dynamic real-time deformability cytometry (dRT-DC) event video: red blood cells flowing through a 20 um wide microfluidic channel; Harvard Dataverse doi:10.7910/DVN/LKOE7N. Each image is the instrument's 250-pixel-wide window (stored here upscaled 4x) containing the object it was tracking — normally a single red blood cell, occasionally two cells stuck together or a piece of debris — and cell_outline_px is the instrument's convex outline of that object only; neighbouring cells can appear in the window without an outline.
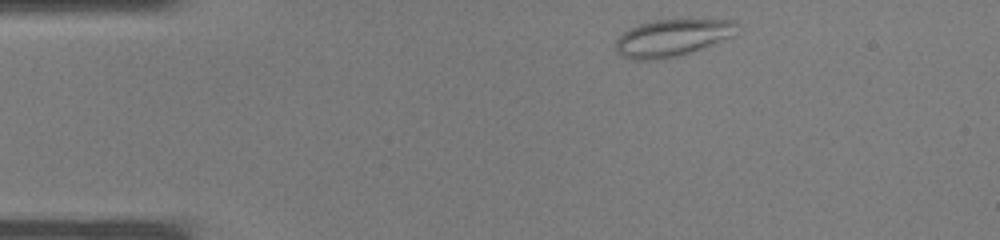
{"species": "common noctule bat (a hibernating species)", "species_latin": "Nyctalus noctula", "temperature_condition": "warm", "stored_images_in_passage": 32, "camera_frame_rate_fps": 3000, "um_per_image_px": 0.085, "animal": {"sex": "male", "body_mass_g": 19.0, "forearm_length_mm": 50.8}, "frame": {"image": 1, "passage_image": 1, "time_ms": 0.0, "image_size_px": [1000, 240], "cell_outline_px": [[740, 24], [736, 36], [680, 56], [660, 60], [628, 60], [620, 56], [616, 52], [616, 40], [628, 28], [640, 24], [656, 20], [736, 20]], "centroid_in_image_um": [57.17, 3.23], "position_along_channel_um": 27.8, "area_um2": 26.7}}
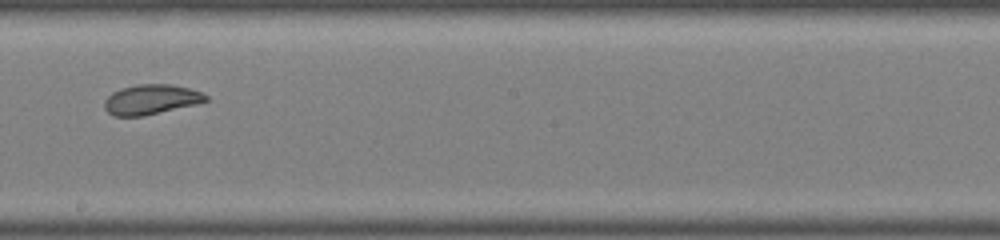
{"frame": {"image": 2, "passage_image": 16, "time_ms": 5.0, "image_size_px": [1000, 240], "cell_outline_px": [[208, 100], [196, 104], [144, 116], [112, 116], [104, 108], [104, 100], [112, 92], [120, 88], [136, 84], [172, 84], [188, 88], [200, 92], [208, 96]], "centroid_in_image_um": [12.8, 8.45], "position_along_channel_um": 235.4, "area_um2": 17.74}}
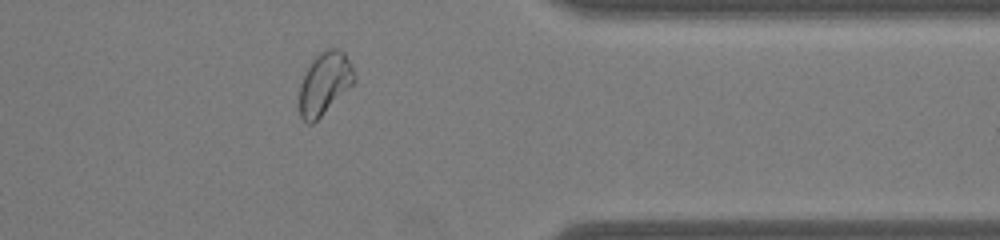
{"frame": {"image": 3, "passage_image": 25, "time_ms": 8.0, "image_size_px": [1000, 240], "cell_outline_px": [[356, 80], [312, 124], [308, 124], [300, 116], [300, 84], [304, 72], [312, 60], [320, 52], [328, 48], [336, 48], [344, 52], [352, 64], [356, 76]], "centroid_in_image_um": [27.59, 7.04], "position_along_channel_um": 383.8, "area_um2": 19.71}}